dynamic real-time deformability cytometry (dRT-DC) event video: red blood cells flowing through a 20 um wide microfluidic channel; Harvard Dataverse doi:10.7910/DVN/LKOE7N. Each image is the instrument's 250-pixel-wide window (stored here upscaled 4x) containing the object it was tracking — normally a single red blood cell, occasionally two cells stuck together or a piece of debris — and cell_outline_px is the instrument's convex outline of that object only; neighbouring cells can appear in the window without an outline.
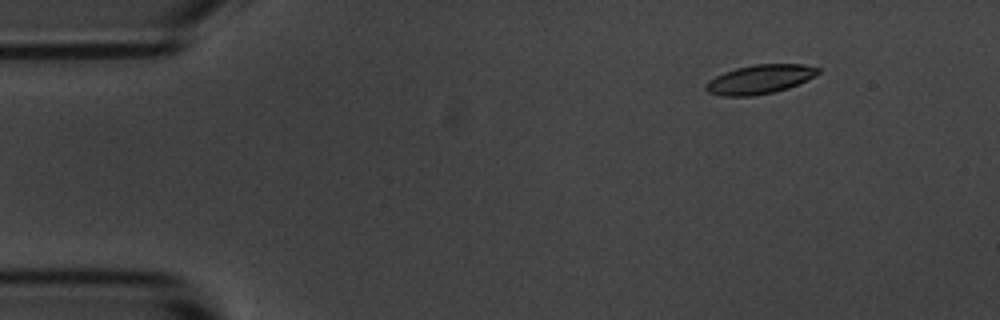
{"species": "common noctule bat (a hibernating species)", "species_latin": "Nyctalus noctula", "temperature_condition": "room temperature", "stored_images_in_passage": 11, "camera_frame_rate_fps": 3000, "um_per_image_px": 0.085, "animal": {"sex": "male", "body_mass_g": 20.1, "forearm_length_mm": 53.5}, "frame": {"image": 1, "passage_image": 2, "time_ms": 1.667, "image_size_px": [1000, 320], "cell_outline_px": [[820, 72], [816, 76], [788, 88], [772, 92], [752, 96], [720, 96], [708, 92], [704, 88], [704, 84], [708, 80], [724, 72], [736, 68], [752, 64], [804, 64], [820, 68]], "centroid_in_image_um": [64.56, 6.73], "position_along_channel_um": 20.4, "area_um2": 19.13}}
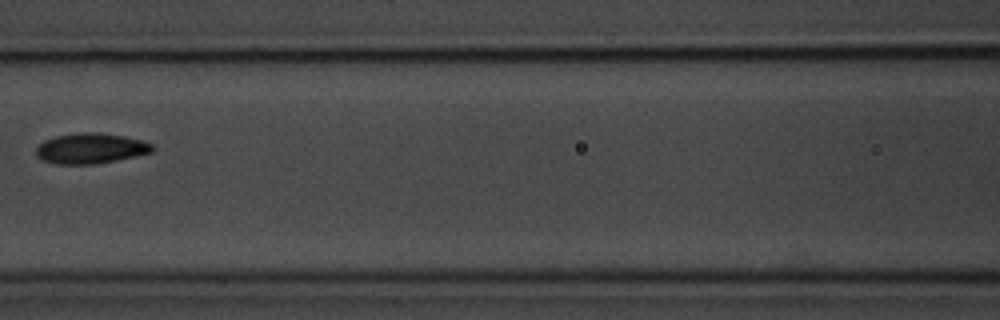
{"frame": {"image": 2, "passage_image": 7, "time_ms": 7.667, "image_size_px": [1000, 320], "cell_outline_px": [[156, 148], [152, 152], [136, 156], [96, 164], [56, 164], [40, 160], [36, 156], [36, 148], [44, 140], [56, 136], [76, 132], [100, 132], [124, 136], [140, 140], [152, 144]], "centroid_in_image_um": [7.69, 12.61], "position_along_channel_um": 158.9, "area_um2": 20.81}}
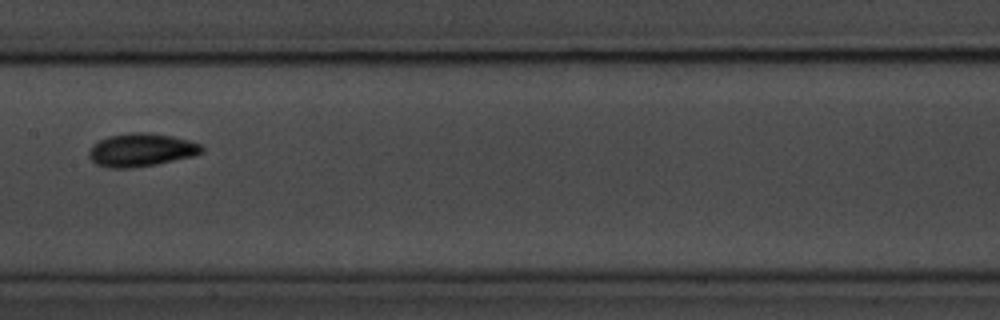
{"frame": {"image": 3, "passage_image": 8, "time_ms": 8.667, "image_size_px": [1000, 320], "cell_outline_px": [[204, 152], [196, 156], [156, 164], [132, 168], [108, 168], [96, 164], [88, 156], [88, 152], [92, 144], [108, 136], [132, 132], [148, 132], [172, 136], [188, 140], [200, 144], [204, 148]], "centroid_in_image_um": [12.01, 12.75], "position_along_channel_um": 195.4, "area_um2": 22.02}}